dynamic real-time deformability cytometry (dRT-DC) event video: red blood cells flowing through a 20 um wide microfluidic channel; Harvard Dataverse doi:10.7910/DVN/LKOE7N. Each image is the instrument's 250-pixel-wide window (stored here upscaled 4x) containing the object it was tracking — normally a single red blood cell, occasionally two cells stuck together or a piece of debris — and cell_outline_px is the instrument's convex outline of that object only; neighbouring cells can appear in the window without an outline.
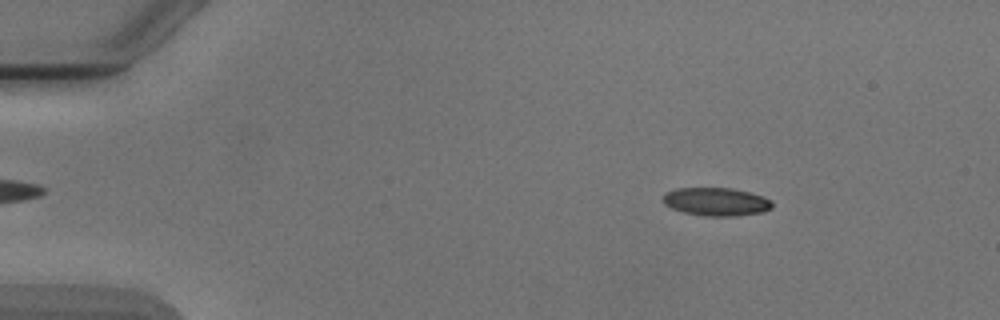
{"species": "Egyptian fruit bat (a non-hibernating species)", "species_latin": "Rousettus aegyptiacus", "temperature_condition": "cold", "stored_images_in_passage": 5, "camera_frame_rate_fps": 3000, "um_per_image_px": 0.085, "animal": {"sex": "male"}, "frame": {"image": 1, "passage_image": 2, "time_ms": 1.333, "image_size_px": [1000, 320], "cell_outline_px": [[772, 208], [764, 212], [736, 216], [704, 216], [684, 212], [672, 208], [664, 204], [660, 200], [664, 192], [676, 188], [732, 188], [748, 192], [772, 200]], "centroid_in_image_um": [60.83, 17.14], "position_along_channel_um": 24.2, "area_um2": 18.09}}
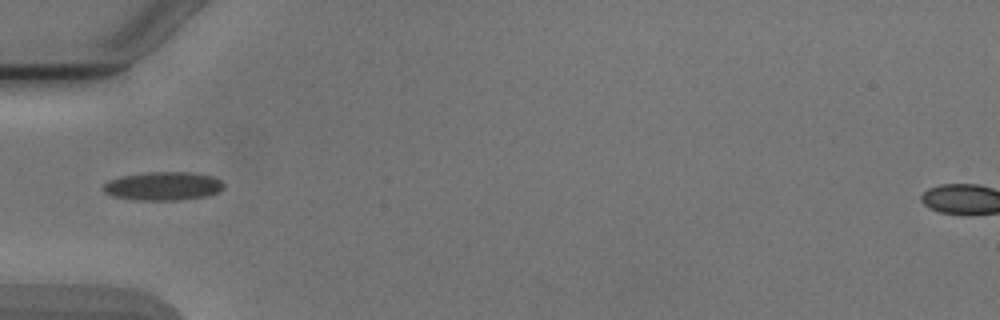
{"frame": {"image": 2, "passage_image": 5, "time_ms": 4.667, "image_size_px": [1000, 320], "cell_outline_px": [[224, 188], [220, 192], [208, 196], [180, 200], [136, 200], [112, 196], [104, 192], [104, 184], [108, 180], [120, 176], [148, 172], [188, 172], [212, 176], [220, 180], [224, 184]], "centroid_in_image_um": [13.88, 15.82], "position_along_channel_um": 71.1, "area_um2": 20.17}}